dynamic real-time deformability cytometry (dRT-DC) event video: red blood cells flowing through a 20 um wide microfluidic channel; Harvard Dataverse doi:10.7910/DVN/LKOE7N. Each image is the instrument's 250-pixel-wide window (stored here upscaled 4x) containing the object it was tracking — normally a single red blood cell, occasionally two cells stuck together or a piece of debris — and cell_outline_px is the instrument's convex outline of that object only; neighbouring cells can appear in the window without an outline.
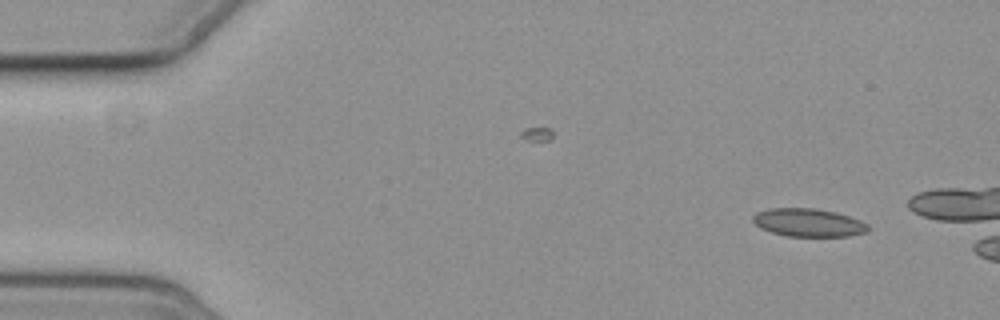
{"species": "common noctule bat (a hibernating species)", "species_latin": "Nyctalus noctula", "temperature_condition": "cold", "stored_images_in_passage": 3, "camera_frame_rate_fps": 3000, "um_per_image_px": 0.085, "animal": {"sex": "female", "body_mass_g": 19.3, "forearm_length_mm": 54.1}, "frame": {"image": 1, "passage_image": 3, "time_ms": 3.333, "image_size_px": [1000, 320], "cell_outline_px": [[868, 232], [848, 236], [788, 236], [772, 232], [760, 228], [752, 220], [752, 216], [756, 212], [768, 208], [816, 208], [836, 212], [860, 220], [868, 224]], "centroid_in_image_um": [68.7, 18.91], "position_along_channel_um": 16.3, "area_um2": 18.9}}